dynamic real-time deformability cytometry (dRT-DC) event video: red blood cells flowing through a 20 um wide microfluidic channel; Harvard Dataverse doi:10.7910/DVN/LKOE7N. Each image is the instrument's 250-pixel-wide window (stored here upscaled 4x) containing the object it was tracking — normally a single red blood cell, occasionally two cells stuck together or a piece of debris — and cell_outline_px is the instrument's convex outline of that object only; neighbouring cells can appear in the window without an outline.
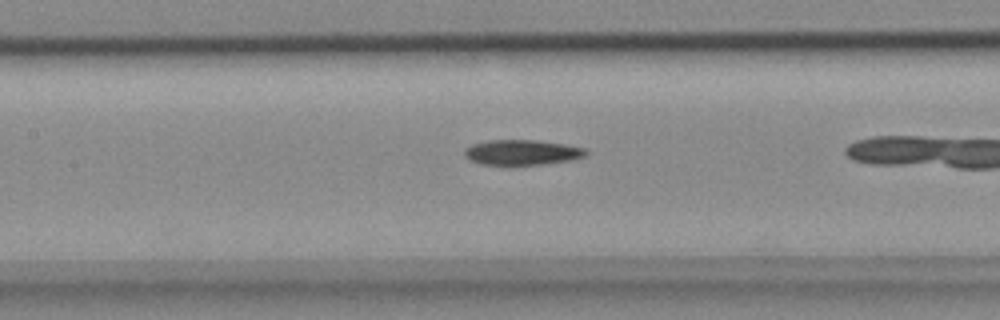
{"species": "common noctule bat (a hibernating species)", "species_latin": "Nyctalus noctula", "temperature_condition": "cold", "stored_images_in_passage": 24, "camera_frame_rate_fps": 3000, "um_per_image_px": 0.085, "animal": {"sex": "female", "body_mass_g": 18.4}, "frame": {"image": 1, "passage_image": 17, "time_ms": 5.333, "image_size_px": [1000, 320], "cell_outline_px": [[588, 156], [572, 160], [544, 164], [512, 168], [508, 168], [480, 164], [468, 160], [464, 156], [464, 148], [472, 144], [488, 140], [536, 140], [564, 144], [584, 148], [588, 152]], "centroid_in_image_um": [44.32, 13.0], "position_along_channel_um": 163.1, "area_um2": 18.9}}
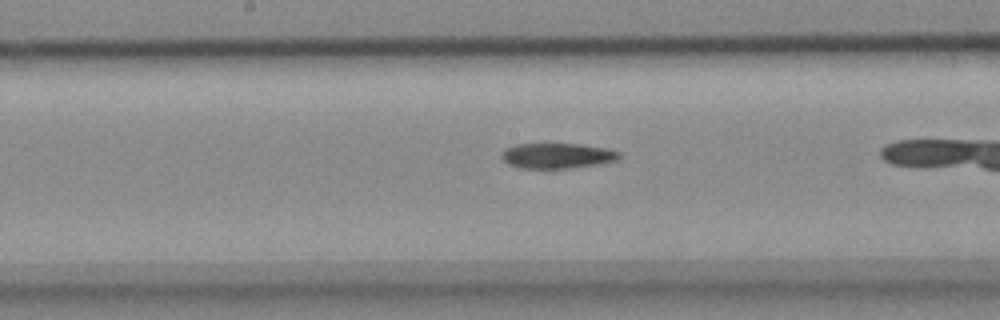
{"frame": {"image": 2, "passage_image": 20, "time_ms": 6.333, "image_size_px": [1000, 320], "cell_outline_px": [[620, 160], [600, 164], [568, 168], [520, 168], [508, 164], [500, 156], [504, 148], [516, 144], [580, 144], [608, 148], [620, 152]], "centroid_in_image_um": [47.38, 13.23], "position_along_channel_um": 200.8, "area_um2": 17.51}}
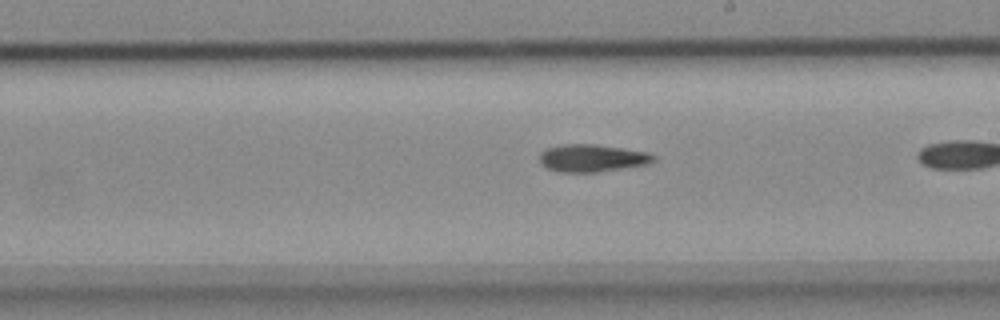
{"frame": {"image": 3, "passage_image": 23, "time_ms": 7.333, "image_size_px": [1000, 320], "cell_outline_px": [[656, 160], [652, 164], [628, 168], [596, 172], [556, 172], [540, 164], [540, 152], [548, 148], [560, 144], [592, 144], [624, 148], [648, 152], [656, 156]], "centroid_in_image_um": [50.38, 13.45], "position_along_channel_um": 238.6, "area_um2": 18.61}}